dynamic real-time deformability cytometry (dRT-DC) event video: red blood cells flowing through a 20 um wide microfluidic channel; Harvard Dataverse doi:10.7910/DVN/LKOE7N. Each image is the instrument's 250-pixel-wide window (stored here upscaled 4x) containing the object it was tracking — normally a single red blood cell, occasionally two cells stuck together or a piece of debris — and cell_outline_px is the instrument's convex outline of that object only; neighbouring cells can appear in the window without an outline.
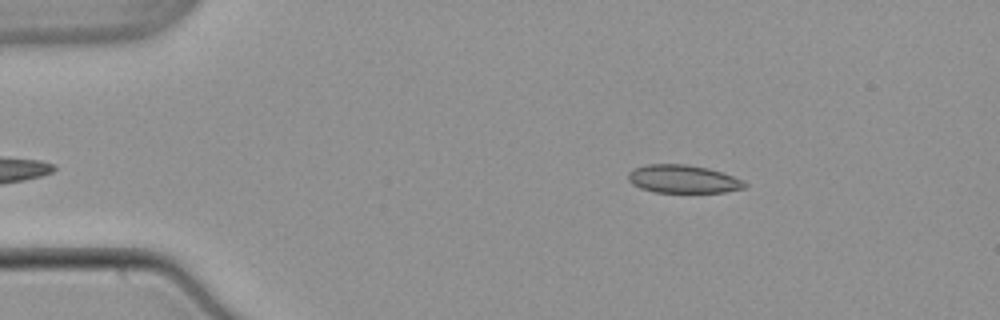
{"species": "common noctule bat (a hibernating species)", "species_latin": "Nyctalus noctula", "temperature_condition": "warm", "stored_images_in_passage": 50, "camera_frame_rate_fps": 3000, "um_per_image_px": 0.085, "animal": {"sex": "male", "body_mass_g": 21.5, "forearm_length_mm": 52.0}, "frame": {"image": 1, "passage_image": 6, "time_ms": 1.667, "image_size_px": [1000, 320], "cell_outline_px": [[748, 184], [744, 188], [724, 192], [656, 192], [640, 188], [632, 184], [628, 180], [628, 172], [632, 168], [648, 164], [684, 164], [708, 168], [724, 172], [744, 180]], "centroid_in_image_um": [58.07, 15.21], "position_along_channel_um": 26.9, "area_um2": 19.25}}
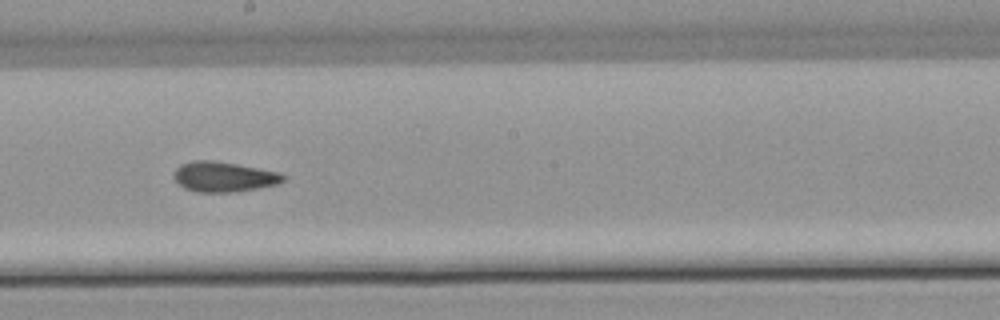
{"frame": {"image": 2, "passage_image": 27, "time_ms": 8.667, "image_size_px": [1000, 320], "cell_outline_px": [[284, 180], [276, 184], [256, 188], [232, 192], [196, 192], [184, 188], [172, 176], [176, 168], [180, 164], [192, 160], [212, 160], [236, 164], [280, 172], [284, 176]], "centroid_in_image_um": [18.97, 15.02], "position_along_channel_um": 229.2, "area_um2": 19.07}}
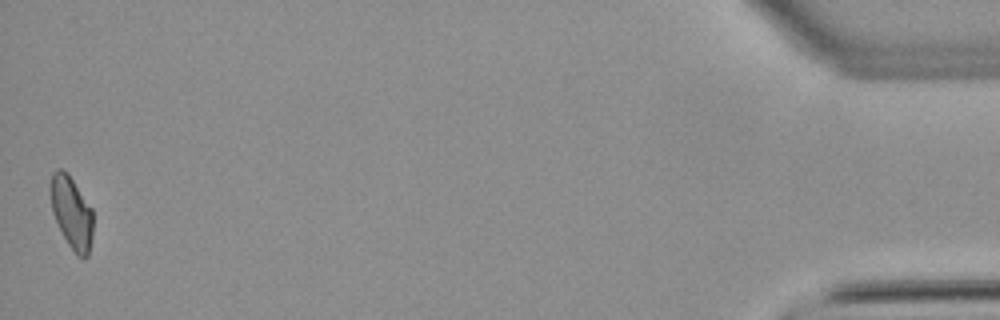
{"frame": {"image": 3, "passage_image": 50, "time_ms": 16.333, "image_size_px": [1000, 320], "cell_outline_px": [[92, 236], [88, 256], [84, 260], [76, 256], [68, 244], [52, 212], [52, 172], [56, 168], [60, 168], [68, 172], [92, 208]], "centroid_in_image_um": [6.12, 18.09], "position_along_channel_um": 429.1, "area_um2": 17.74}, "authors_computed_cell_mechanics": {"area_um2": 18.8428, "velocity_mm_per_s": 3.8583, "shape_relaxation_time_tau1_ms": null, "shape_relaxation_time_tau2_ms": 2.2588, "deformation_change_tau1": null, "deformation_change_tau2": 0.0943}}